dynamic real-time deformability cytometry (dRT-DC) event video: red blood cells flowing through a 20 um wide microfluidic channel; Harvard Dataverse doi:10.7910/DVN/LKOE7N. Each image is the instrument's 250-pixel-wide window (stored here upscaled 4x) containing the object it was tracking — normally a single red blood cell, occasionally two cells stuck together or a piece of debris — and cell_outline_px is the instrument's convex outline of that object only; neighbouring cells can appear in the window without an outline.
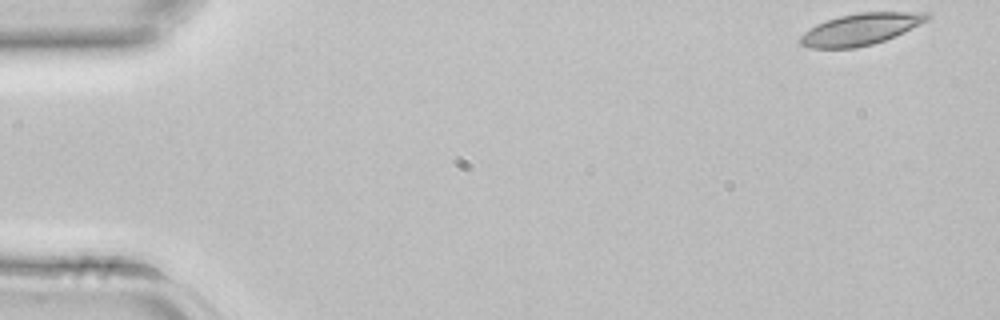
{"species": "common noctule bat (a hibernating species)", "species_latin": "Nyctalus noctula", "temperature_condition": "room temperature", "stored_images_in_passage": 42, "camera_frame_rate_fps": 3000, "um_per_image_px": 0.085, "animal": {"sex": "female", "body_mass_g": 22.7, "forearm_length_mm": 54.2}, "frame": {"image": 1, "passage_image": 1, "time_ms": 0.0, "image_size_px": [1000, 320], "cell_outline_px": [[932, 16], [928, 20], [904, 32], [884, 40], [872, 44], [856, 48], [812, 48], [800, 44], [800, 36], [804, 32], [816, 24], [840, 16], [860, 12], [928, 12]], "centroid_in_image_um": [73.17, 2.48], "position_along_channel_um": 11.8, "area_um2": 23.24}}
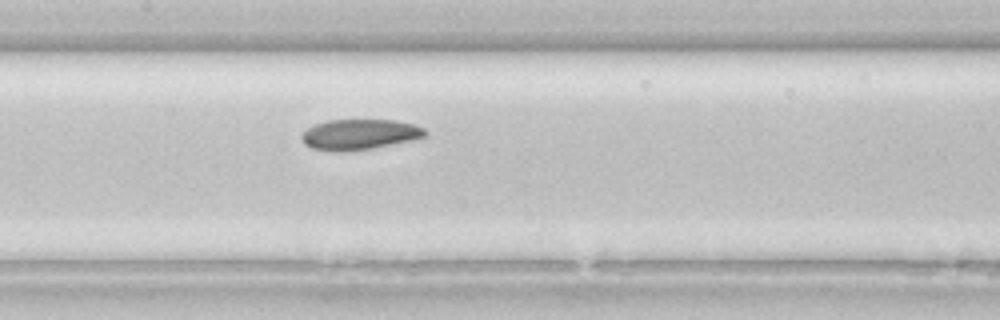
{"frame": {"image": 2, "passage_image": 20, "time_ms": 6.333, "image_size_px": [1000, 320], "cell_outline_px": [[428, 132], [424, 136], [412, 140], [372, 148], [344, 152], [332, 152], [312, 148], [304, 144], [300, 140], [300, 136], [308, 128], [316, 124], [328, 120], [392, 120], [412, 124], [424, 128]], "centroid_in_image_um": [30.51, 11.44], "position_along_channel_um": 176.9, "area_um2": 21.91}}
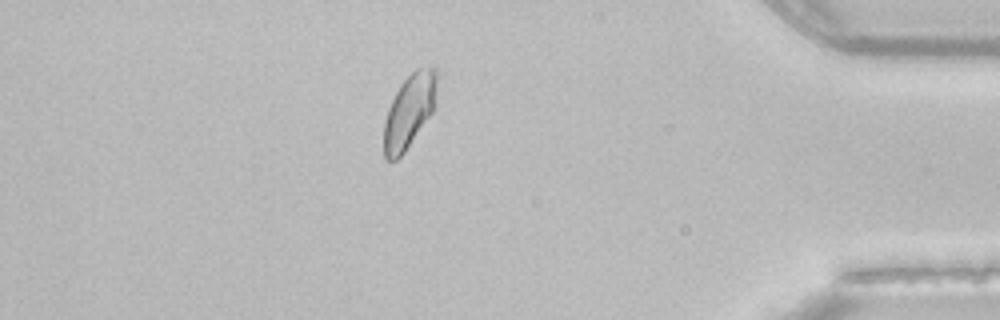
{"frame": {"image": 3, "passage_image": 37, "time_ms": 12.0, "image_size_px": [1000, 320], "cell_outline_px": [[436, 108], [404, 152], [396, 160], [388, 160], [384, 156], [384, 120], [388, 108], [400, 84], [416, 68], [432, 64], [436, 72]], "centroid_in_image_um": [34.81, 9.41], "position_along_channel_um": 400.4, "area_um2": 22.89}}